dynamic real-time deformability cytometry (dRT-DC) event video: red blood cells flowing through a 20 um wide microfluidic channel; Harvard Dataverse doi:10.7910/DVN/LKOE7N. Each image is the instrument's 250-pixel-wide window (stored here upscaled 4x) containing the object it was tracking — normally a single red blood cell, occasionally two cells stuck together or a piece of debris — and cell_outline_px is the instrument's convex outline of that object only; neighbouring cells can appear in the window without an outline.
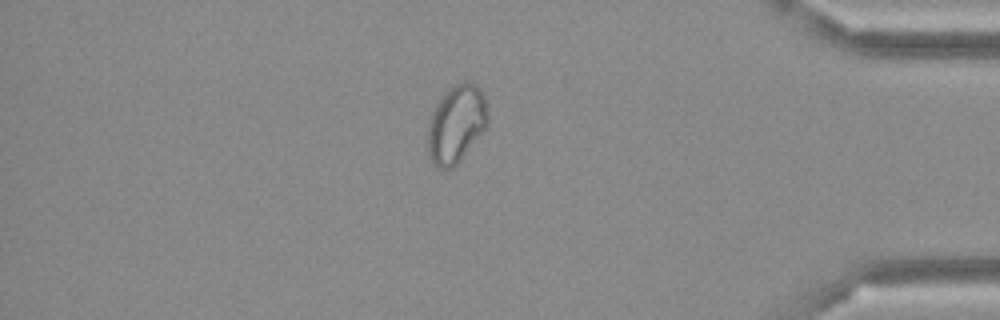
{"species": "Egyptian fruit bat (a non-hibernating species)", "species_latin": "Rousettus aegyptiacus", "temperature_condition": "cold", "stored_images_in_passage": 49, "camera_frame_rate_fps": 3000, "um_per_image_px": 0.085, "frame": {"image": 1, "passage_image": 42, "time_ms": 13.667, "image_size_px": [1000, 320], "cell_outline_px": [[488, 124], [460, 160], [452, 168], [436, 168], [428, 156], [428, 120], [436, 104], [444, 92], [452, 84], [460, 80], [472, 80], [480, 88], [484, 96], [488, 112]], "centroid_in_image_um": [38.77, 10.48], "position_along_channel_um": 396.4, "area_um2": 27.57}}